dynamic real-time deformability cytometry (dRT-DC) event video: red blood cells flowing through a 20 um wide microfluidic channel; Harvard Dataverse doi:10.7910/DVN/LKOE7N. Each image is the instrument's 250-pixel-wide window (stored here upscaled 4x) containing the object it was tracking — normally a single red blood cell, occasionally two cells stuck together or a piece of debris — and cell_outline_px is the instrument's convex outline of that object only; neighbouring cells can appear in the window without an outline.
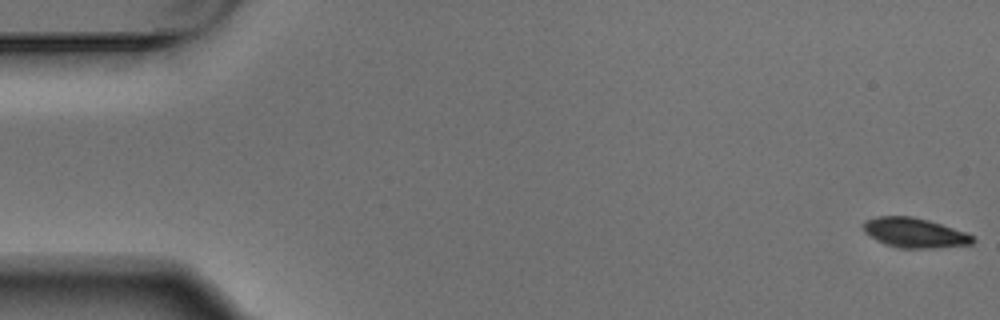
{"species": "Egyptian fruit bat (a non-hibernating species)", "species_latin": "Rousettus aegyptiacus", "temperature_condition": "warm", "stored_images_in_passage": 5, "camera_frame_rate_fps": 3000, "um_per_image_px": 0.085, "animal": {"sex": "male"}, "frame": {"image": 1, "passage_image": 1, "time_ms": 0.0, "image_size_px": [1000, 320], "cell_outline_px": [[976, 240], [972, 244], [932, 248], [904, 248], [884, 244], [868, 236], [864, 232], [864, 220], [876, 216], [912, 216], [928, 220], [964, 232], [972, 236]], "centroid_in_image_um": [77.69, 19.78], "position_along_channel_um": 7.3, "area_um2": 18.84}}
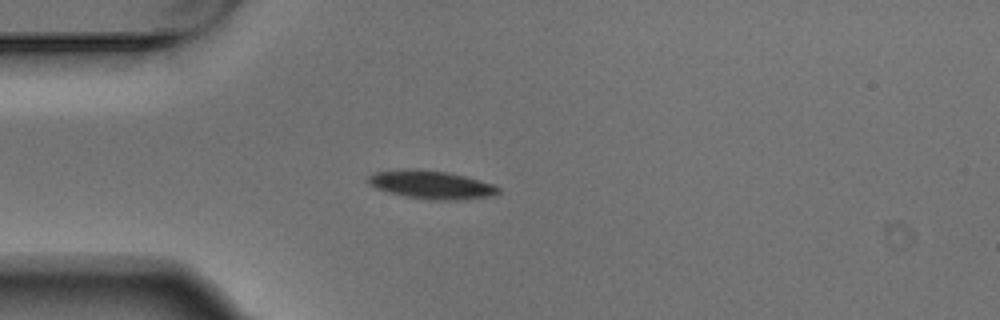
{"frame": {"image": 2, "passage_image": 5, "time_ms": 1.333, "image_size_px": [1000, 320], "cell_outline_px": [[500, 192], [496, 196], [464, 200], [428, 200], [404, 196], [388, 192], [376, 188], [368, 184], [364, 180], [368, 176], [376, 172], [404, 168], [416, 168], [448, 172], [464, 176], [492, 184], [500, 188]], "centroid_in_image_um": [36.64, 15.71], "position_along_channel_um": 48.4, "area_um2": 21.91}}